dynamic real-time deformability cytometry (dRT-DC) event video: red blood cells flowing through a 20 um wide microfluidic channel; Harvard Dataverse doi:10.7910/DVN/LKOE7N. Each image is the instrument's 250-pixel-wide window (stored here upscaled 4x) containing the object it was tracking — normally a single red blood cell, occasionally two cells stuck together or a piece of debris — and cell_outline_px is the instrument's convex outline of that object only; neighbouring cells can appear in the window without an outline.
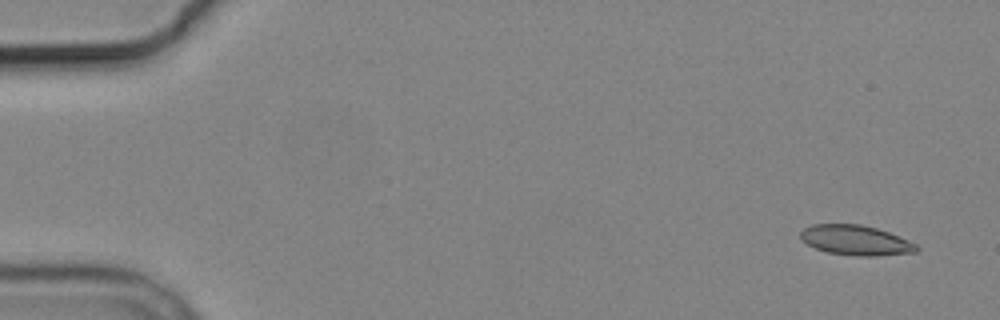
{"species": "common noctule bat (a hibernating species)", "species_latin": "Nyctalus noctula", "temperature_condition": "cold", "stored_images_in_passage": 4, "camera_frame_rate_fps": 3000, "um_per_image_px": 0.085, "animal": {"sex": "male", "body_mass_g": 19.2, "forearm_length_mm": 51.8}, "frame": {"image": 1, "passage_image": 1, "time_ms": 0.0, "image_size_px": [1000, 320], "cell_outline_px": [[920, 248], [916, 252], [876, 256], [856, 256], [828, 252], [816, 248], [808, 244], [800, 236], [800, 232], [804, 228], [812, 224], [860, 224], [876, 228], [888, 232], [908, 240], [916, 244]], "centroid_in_image_um": [72.75, 20.42], "position_along_channel_um": 12.2, "area_um2": 20.11}}
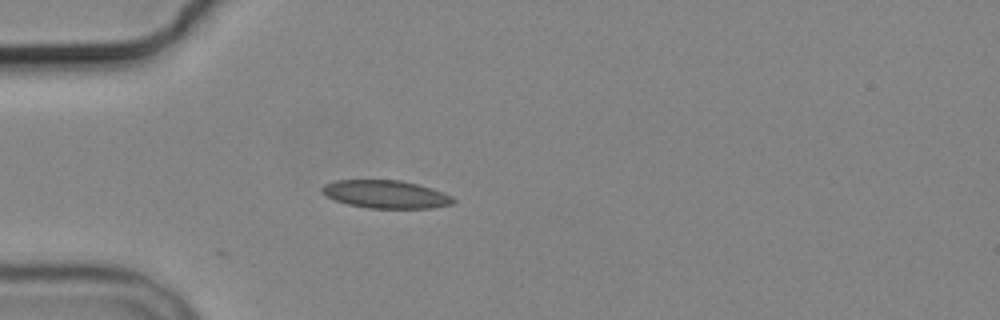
{"frame": {"image": 2, "passage_image": 4, "time_ms": 4.333, "image_size_px": [1000, 320], "cell_outline_px": [[456, 200], [452, 204], [432, 208], [368, 208], [348, 204], [336, 200], [320, 192], [320, 188], [324, 184], [336, 180], [400, 180], [432, 188], [452, 196]], "centroid_in_image_um": [32.79, 16.51], "position_along_channel_um": 52.2, "area_um2": 21.33}}